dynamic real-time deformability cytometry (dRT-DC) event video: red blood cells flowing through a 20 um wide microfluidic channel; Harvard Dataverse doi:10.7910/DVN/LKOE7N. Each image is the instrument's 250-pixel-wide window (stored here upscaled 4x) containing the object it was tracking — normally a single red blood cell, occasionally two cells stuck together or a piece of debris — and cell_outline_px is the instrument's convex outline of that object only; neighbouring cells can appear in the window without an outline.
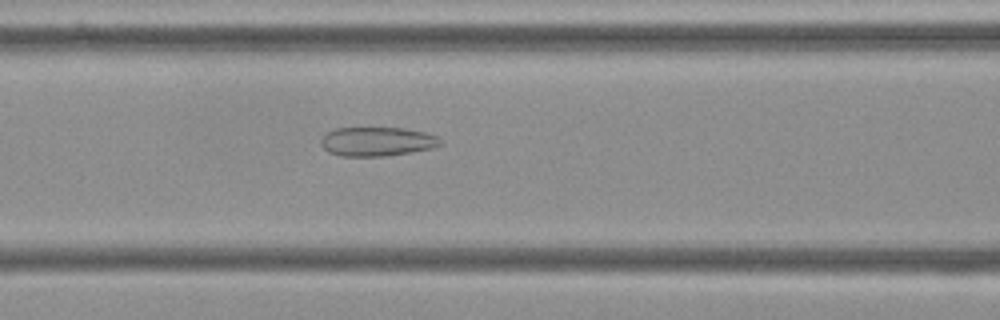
{"species": "Egyptian fruit bat (a non-hibernating species)", "species_latin": "Rousettus aegyptiacus", "temperature_condition": "cold", "stored_images_in_passage": 55, "camera_frame_rate_fps": 3000, "um_per_image_px": 0.085, "frame": {"image": 1, "passage_image": 23, "time_ms": 7.333, "image_size_px": [1000, 320], "cell_outline_px": [[444, 144], [432, 148], [412, 152], [384, 156], [340, 156], [328, 152], [320, 144], [320, 140], [328, 132], [336, 128], [404, 128], [424, 132], [436, 136], [444, 140]], "centroid_in_image_um": [32.08, 12.03], "position_along_channel_um": 134.5, "area_um2": 20.35}}
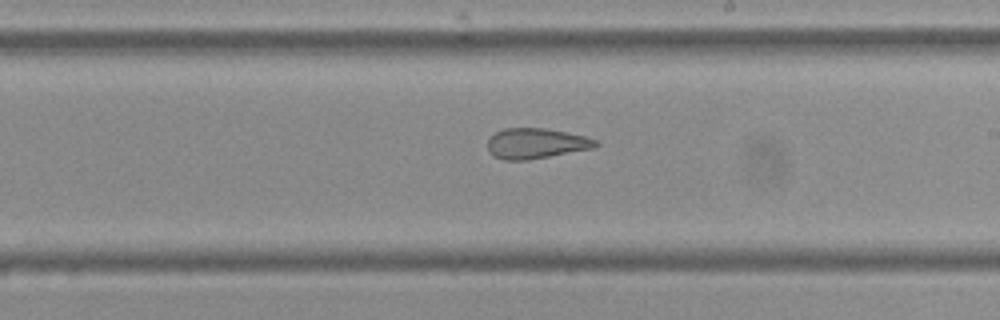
{"frame": {"image": 2, "passage_image": 32, "time_ms": 10.333, "image_size_px": [1000, 320], "cell_outline_px": [[600, 144], [596, 148], [528, 160], [504, 160], [492, 156], [488, 152], [488, 140], [496, 132], [504, 128], [544, 128], [584, 136], [596, 140]], "centroid_in_image_um": [45.56, 12.2], "position_along_channel_um": 243.4, "area_um2": 19.19}}
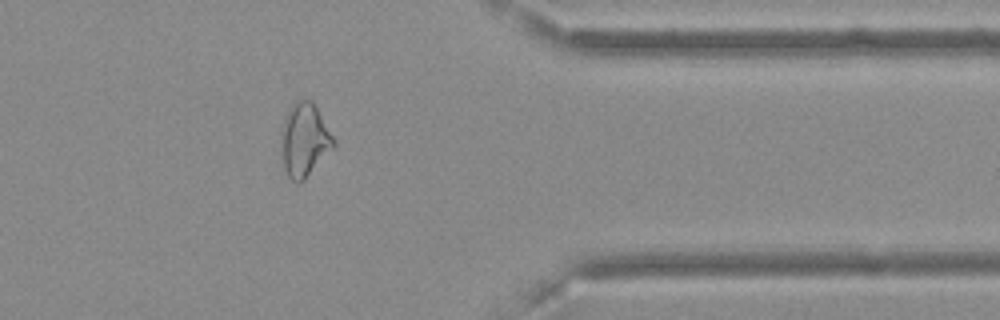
{"frame": {"image": 3, "passage_image": 45, "time_ms": 14.667, "image_size_px": [1000, 320], "cell_outline_px": [[336, 144], [304, 180], [300, 184], [296, 184], [288, 176], [284, 168], [280, 140], [280, 132], [284, 116], [288, 108], [296, 100], [312, 100], [336, 140]], "centroid_in_image_um": [25.85, 11.88], "position_along_channel_um": 385.5, "area_um2": 22.66}, "authors_computed_cell_mechanics": {"area_um2": 23.9292, "velocity_mm_per_s": 3.6322, "shape_relaxation_time_tau1_ms": null, "shape_relaxation_time_tau2_ms": 2.4895, "deformation_change_tau1": null, "deformation_change_tau2": 0.1189}}